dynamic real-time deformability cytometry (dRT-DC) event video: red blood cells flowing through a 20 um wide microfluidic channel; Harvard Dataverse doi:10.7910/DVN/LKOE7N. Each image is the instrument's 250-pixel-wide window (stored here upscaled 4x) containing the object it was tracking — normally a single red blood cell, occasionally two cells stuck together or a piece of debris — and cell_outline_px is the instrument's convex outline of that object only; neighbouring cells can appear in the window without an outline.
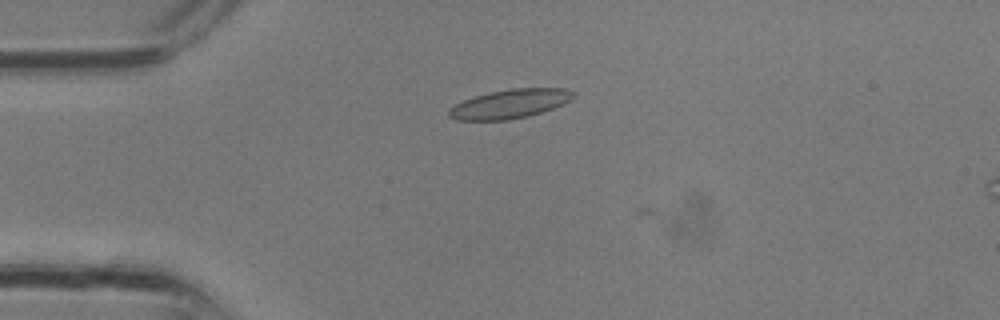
{"species": "common noctule bat (a hibernating species)", "species_latin": "Nyctalus noctula", "temperature_condition": "room temperature", "stored_images_in_passage": 7, "camera_frame_rate_fps": 3000, "um_per_image_px": 0.085, "animal": {"sex": "male", "body_mass_g": 13.3}, "frame": {"image": 1, "passage_image": 6, "time_ms": 1.667, "image_size_px": [1000, 320], "cell_outline_px": [[576, 96], [564, 104], [528, 116], [508, 120], [456, 120], [448, 116], [448, 108], [464, 100], [488, 92], [508, 88], [564, 88], [576, 92]], "centroid_in_image_um": [43.35, 8.82], "position_along_channel_um": 41.7, "area_um2": 21.15}}